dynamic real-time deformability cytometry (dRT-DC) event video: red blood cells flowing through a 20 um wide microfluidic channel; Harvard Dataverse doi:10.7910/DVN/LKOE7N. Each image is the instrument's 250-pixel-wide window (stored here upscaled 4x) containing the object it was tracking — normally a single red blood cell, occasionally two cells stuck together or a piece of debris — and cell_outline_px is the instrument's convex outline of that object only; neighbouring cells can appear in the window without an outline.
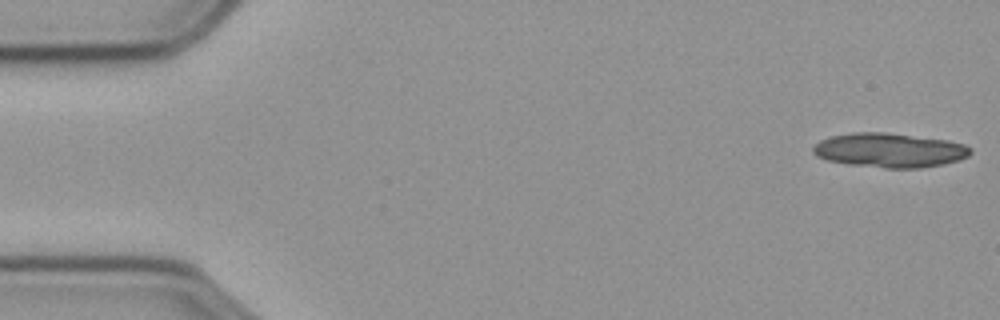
{"species": "common noctule bat (a hibernating species)", "species_latin": "Nyctalus noctula", "temperature_condition": "cold", "stored_images_in_passage": 8, "camera_frame_rate_fps": 3000, "um_per_image_px": 0.085, "animal": {"sex": "male", "body_mass_g": 23.1, "forearm_length_mm": 52.7}, "frame": {"image": 1, "passage_image": 1, "time_ms": 0.0, "image_size_px": [1000, 320], "cell_outline_px": [[972, 152], [968, 156], [944, 164], [920, 168], [884, 168], [848, 164], [828, 160], [816, 156], [812, 152], [812, 148], [820, 140], [832, 136], [852, 132], [884, 132], [944, 140], [964, 144], [972, 148]], "centroid_in_image_um": [75.59, 12.77], "position_along_channel_um": 9.4, "area_um2": 31.33}}